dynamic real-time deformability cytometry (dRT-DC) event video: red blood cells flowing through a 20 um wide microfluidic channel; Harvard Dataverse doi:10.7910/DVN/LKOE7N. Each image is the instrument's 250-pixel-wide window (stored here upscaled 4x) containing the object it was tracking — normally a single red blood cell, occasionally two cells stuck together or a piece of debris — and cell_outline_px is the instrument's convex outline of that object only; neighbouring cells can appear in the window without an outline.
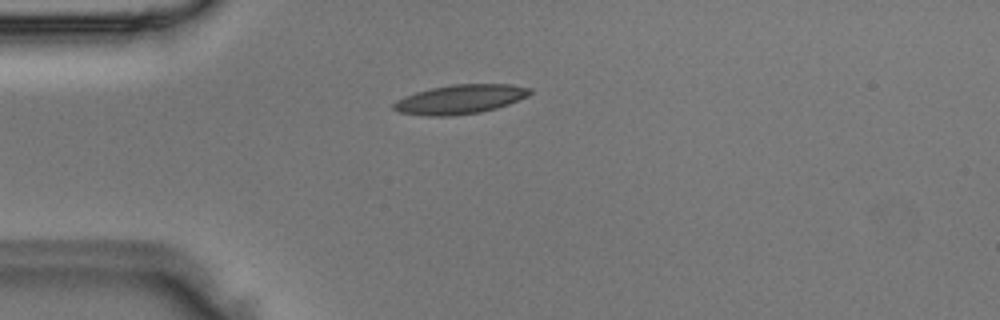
{"species": "Egyptian fruit bat (a non-hibernating species)", "species_latin": "Rousettus aegyptiacus", "temperature_condition": "room temperature", "stored_images_in_passage": 1, "camera_frame_rate_fps": 3000, "um_per_image_px": 0.085, "animal": {"sex": "male"}, "frame": {"image": 1, "passage_image": 1, "time_ms": 0.0, "image_size_px": [1000, 320], "cell_outline_px": [[532, 92], [528, 96], [520, 100], [496, 108], [480, 112], [452, 116], [428, 116], [400, 112], [392, 108], [392, 104], [396, 100], [404, 96], [416, 92], [432, 88], [452, 84], [512, 84], [532, 88]], "centroid_in_image_um": [39.13, 8.43], "position_along_channel_um": 45.9, "area_um2": 23.29}}